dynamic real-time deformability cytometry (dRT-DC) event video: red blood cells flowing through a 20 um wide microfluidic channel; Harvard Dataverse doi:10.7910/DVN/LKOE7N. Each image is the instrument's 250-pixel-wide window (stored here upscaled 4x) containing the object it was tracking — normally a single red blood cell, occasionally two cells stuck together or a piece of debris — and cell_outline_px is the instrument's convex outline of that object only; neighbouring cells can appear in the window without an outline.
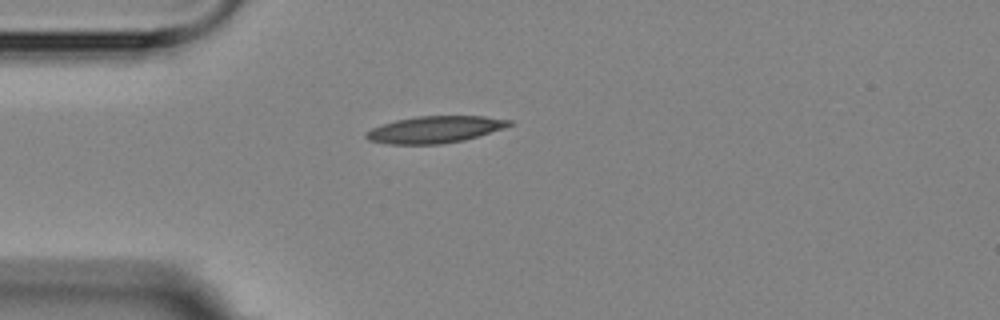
{"species": "Egyptian fruit bat (a non-hibernating species)", "species_latin": "Rousettus aegyptiacus", "temperature_condition": "room temperature", "stored_images_in_passage": 1, "camera_frame_rate_fps": 3000, "um_per_image_px": 0.085, "animal": {"sex": "female"}, "frame": {"image": 1, "passage_image": 1, "time_ms": 0.0, "image_size_px": [1000, 320], "cell_outline_px": [[512, 124], [504, 128], [464, 140], [440, 144], [388, 144], [368, 140], [364, 136], [364, 132], [372, 128], [396, 120], [416, 116], [484, 116], [512, 120]], "centroid_in_image_um": [36.95, 11.01], "position_along_channel_um": 48.1, "area_um2": 22.31}}